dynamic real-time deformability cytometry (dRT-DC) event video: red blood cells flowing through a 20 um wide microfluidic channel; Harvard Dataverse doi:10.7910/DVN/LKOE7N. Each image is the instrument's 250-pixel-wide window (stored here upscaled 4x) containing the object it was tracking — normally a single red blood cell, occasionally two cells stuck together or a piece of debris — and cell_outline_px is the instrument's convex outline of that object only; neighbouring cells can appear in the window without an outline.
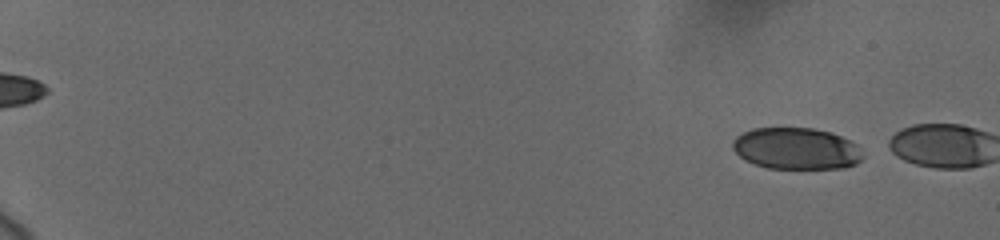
{"species": "human", "species_latin": "Homo sapiens", "temperature_condition": "cold", "stored_images_in_passage": 3, "camera_frame_rate_fps": 3000, "um_per_image_px": 0.085, "donor": {"sex": "female"}, "frame": {"image": 1, "passage_image": 1, "time_ms": 0.0, "image_size_px": [1000, 240], "cell_outline_px": [[864, 156], [856, 164], [844, 168], [768, 168], [744, 160], [732, 148], [732, 140], [736, 136], [752, 128], [812, 128], [832, 132], [856, 144]], "centroid_in_image_um": [67.67, 12.62], "position_along_channel_um": 17.3, "area_um2": 31.56}}